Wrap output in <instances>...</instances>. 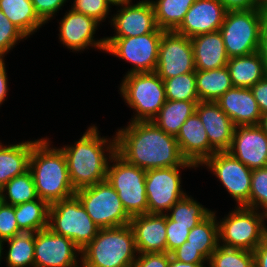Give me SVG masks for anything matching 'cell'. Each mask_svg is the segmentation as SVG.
Instances as JSON below:
<instances>
[{
    "mask_svg": "<svg viewBox=\"0 0 267 267\" xmlns=\"http://www.w3.org/2000/svg\"><path fill=\"white\" fill-rule=\"evenodd\" d=\"M258 53L267 69V8L261 9V31Z\"/></svg>",
    "mask_w": 267,
    "mask_h": 267,
    "instance_id": "47",
    "label": "cell"
},
{
    "mask_svg": "<svg viewBox=\"0 0 267 267\" xmlns=\"http://www.w3.org/2000/svg\"><path fill=\"white\" fill-rule=\"evenodd\" d=\"M4 240L0 238V264H1V259L3 258L2 255H4L3 250H4Z\"/></svg>",
    "mask_w": 267,
    "mask_h": 267,
    "instance_id": "54",
    "label": "cell"
},
{
    "mask_svg": "<svg viewBox=\"0 0 267 267\" xmlns=\"http://www.w3.org/2000/svg\"><path fill=\"white\" fill-rule=\"evenodd\" d=\"M196 70H213L225 67L228 55L220 31L190 38Z\"/></svg>",
    "mask_w": 267,
    "mask_h": 267,
    "instance_id": "24",
    "label": "cell"
},
{
    "mask_svg": "<svg viewBox=\"0 0 267 267\" xmlns=\"http://www.w3.org/2000/svg\"><path fill=\"white\" fill-rule=\"evenodd\" d=\"M208 267H254L251 251L220 245L208 260Z\"/></svg>",
    "mask_w": 267,
    "mask_h": 267,
    "instance_id": "36",
    "label": "cell"
},
{
    "mask_svg": "<svg viewBox=\"0 0 267 267\" xmlns=\"http://www.w3.org/2000/svg\"><path fill=\"white\" fill-rule=\"evenodd\" d=\"M254 267H267V238L254 250Z\"/></svg>",
    "mask_w": 267,
    "mask_h": 267,
    "instance_id": "49",
    "label": "cell"
},
{
    "mask_svg": "<svg viewBox=\"0 0 267 267\" xmlns=\"http://www.w3.org/2000/svg\"><path fill=\"white\" fill-rule=\"evenodd\" d=\"M119 90L135 112L129 122L151 121L167 100L163 79L156 72L125 74Z\"/></svg>",
    "mask_w": 267,
    "mask_h": 267,
    "instance_id": "5",
    "label": "cell"
},
{
    "mask_svg": "<svg viewBox=\"0 0 267 267\" xmlns=\"http://www.w3.org/2000/svg\"><path fill=\"white\" fill-rule=\"evenodd\" d=\"M75 196L100 229L125 226L131 220L118 193L107 180L78 189Z\"/></svg>",
    "mask_w": 267,
    "mask_h": 267,
    "instance_id": "9",
    "label": "cell"
},
{
    "mask_svg": "<svg viewBox=\"0 0 267 267\" xmlns=\"http://www.w3.org/2000/svg\"><path fill=\"white\" fill-rule=\"evenodd\" d=\"M228 152L252 170L267 167V135L258 125L235 126Z\"/></svg>",
    "mask_w": 267,
    "mask_h": 267,
    "instance_id": "18",
    "label": "cell"
},
{
    "mask_svg": "<svg viewBox=\"0 0 267 267\" xmlns=\"http://www.w3.org/2000/svg\"><path fill=\"white\" fill-rule=\"evenodd\" d=\"M38 17L46 24L55 18L56 13L64 6L67 0H31Z\"/></svg>",
    "mask_w": 267,
    "mask_h": 267,
    "instance_id": "43",
    "label": "cell"
},
{
    "mask_svg": "<svg viewBox=\"0 0 267 267\" xmlns=\"http://www.w3.org/2000/svg\"><path fill=\"white\" fill-rule=\"evenodd\" d=\"M38 140L8 145L0 142V188L12 178L29 170L32 147Z\"/></svg>",
    "mask_w": 267,
    "mask_h": 267,
    "instance_id": "25",
    "label": "cell"
},
{
    "mask_svg": "<svg viewBox=\"0 0 267 267\" xmlns=\"http://www.w3.org/2000/svg\"><path fill=\"white\" fill-rule=\"evenodd\" d=\"M120 9L111 15L110 25L115 29L114 36L134 37L153 32L157 28L154 9L150 0L137 1L123 0L117 5Z\"/></svg>",
    "mask_w": 267,
    "mask_h": 267,
    "instance_id": "17",
    "label": "cell"
},
{
    "mask_svg": "<svg viewBox=\"0 0 267 267\" xmlns=\"http://www.w3.org/2000/svg\"><path fill=\"white\" fill-rule=\"evenodd\" d=\"M200 166H206L218 178L237 207L249 208L252 169L240 162L228 151L215 152Z\"/></svg>",
    "mask_w": 267,
    "mask_h": 267,
    "instance_id": "12",
    "label": "cell"
},
{
    "mask_svg": "<svg viewBox=\"0 0 267 267\" xmlns=\"http://www.w3.org/2000/svg\"><path fill=\"white\" fill-rule=\"evenodd\" d=\"M195 76L199 101L216 102L233 87L227 66L213 70H196Z\"/></svg>",
    "mask_w": 267,
    "mask_h": 267,
    "instance_id": "29",
    "label": "cell"
},
{
    "mask_svg": "<svg viewBox=\"0 0 267 267\" xmlns=\"http://www.w3.org/2000/svg\"><path fill=\"white\" fill-rule=\"evenodd\" d=\"M171 257L186 263H208V260L197 250L183 243L171 253Z\"/></svg>",
    "mask_w": 267,
    "mask_h": 267,
    "instance_id": "45",
    "label": "cell"
},
{
    "mask_svg": "<svg viewBox=\"0 0 267 267\" xmlns=\"http://www.w3.org/2000/svg\"><path fill=\"white\" fill-rule=\"evenodd\" d=\"M8 90V77L5 60L4 58H0V106L4 103Z\"/></svg>",
    "mask_w": 267,
    "mask_h": 267,
    "instance_id": "50",
    "label": "cell"
},
{
    "mask_svg": "<svg viewBox=\"0 0 267 267\" xmlns=\"http://www.w3.org/2000/svg\"><path fill=\"white\" fill-rule=\"evenodd\" d=\"M2 203H3V199H2L1 192H0V206L2 205Z\"/></svg>",
    "mask_w": 267,
    "mask_h": 267,
    "instance_id": "56",
    "label": "cell"
},
{
    "mask_svg": "<svg viewBox=\"0 0 267 267\" xmlns=\"http://www.w3.org/2000/svg\"><path fill=\"white\" fill-rule=\"evenodd\" d=\"M175 138L182 156L197 168L216 152L210 146L204 125L196 112L184 122Z\"/></svg>",
    "mask_w": 267,
    "mask_h": 267,
    "instance_id": "22",
    "label": "cell"
},
{
    "mask_svg": "<svg viewBox=\"0 0 267 267\" xmlns=\"http://www.w3.org/2000/svg\"><path fill=\"white\" fill-rule=\"evenodd\" d=\"M166 213L176 224L198 225L207 218L213 211L204 207L200 202L186 194L178 200Z\"/></svg>",
    "mask_w": 267,
    "mask_h": 267,
    "instance_id": "35",
    "label": "cell"
},
{
    "mask_svg": "<svg viewBox=\"0 0 267 267\" xmlns=\"http://www.w3.org/2000/svg\"><path fill=\"white\" fill-rule=\"evenodd\" d=\"M81 136L75 144L61 147L75 190L105 181L109 160L116 152V136L101 137L95 125Z\"/></svg>",
    "mask_w": 267,
    "mask_h": 267,
    "instance_id": "2",
    "label": "cell"
},
{
    "mask_svg": "<svg viewBox=\"0 0 267 267\" xmlns=\"http://www.w3.org/2000/svg\"><path fill=\"white\" fill-rule=\"evenodd\" d=\"M219 31L229 58L257 52L261 35V9L227 11Z\"/></svg>",
    "mask_w": 267,
    "mask_h": 267,
    "instance_id": "10",
    "label": "cell"
},
{
    "mask_svg": "<svg viewBox=\"0 0 267 267\" xmlns=\"http://www.w3.org/2000/svg\"><path fill=\"white\" fill-rule=\"evenodd\" d=\"M195 226L176 224L166 215V252L171 253L185 243L190 230Z\"/></svg>",
    "mask_w": 267,
    "mask_h": 267,
    "instance_id": "41",
    "label": "cell"
},
{
    "mask_svg": "<svg viewBox=\"0 0 267 267\" xmlns=\"http://www.w3.org/2000/svg\"><path fill=\"white\" fill-rule=\"evenodd\" d=\"M258 126H259V127L263 130V132L267 135V113L261 115V119H260V122H259V125H258Z\"/></svg>",
    "mask_w": 267,
    "mask_h": 267,
    "instance_id": "52",
    "label": "cell"
},
{
    "mask_svg": "<svg viewBox=\"0 0 267 267\" xmlns=\"http://www.w3.org/2000/svg\"><path fill=\"white\" fill-rule=\"evenodd\" d=\"M99 25L94 18L69 9L59 22V40L72 52H82L91 46L104 52L105 37L99 40L93 36Z\"/></svg>",
    "mask_w": 267,
    "mask_h": 267,
    "instance_id": "16",
    "label": "cell"
},
{
    "mask_svg": "<svg viewBox=\"0 0 267 267\" xmlns=\"http://www.w3.org/2000/svg\"><path fill=\"white\" fill-rule=\"evenodd\" d=\"M164 32L157 27L151 33L134 37H106L105 52L131 63L132 67L126 74L155 72Z\"/></svg>",
    "mask_w": 267,
    "mask_h": 267,
    "instance_id": "11",
    "label": "cell"
},
{
    "mask_svg": "<svg viewBox=\"0 0 267 267\" xmlns=\"http://www.w3.org/2000/svg\"><path fill=\"white\" fill-rule=\"evenodd\" d=\"M0 10L27 37L45 25L36 14L31 0H0Z\"/></svg>",
    "mask_w": 267,
    "mask_h": 267,
    "instance_id": "28",
    "label": "cell"
},
{
    "mask_svg": "<svg viewBox=\"0 0 267 267\" xmlns=\"http://www.w3.org/2000/svg\"><path fill=\"white\" fill-rule=\"evenodd\" d=\"M226 12L219 0H196L175 32L192 38L219 31Z\"/></svg>",
    "mask_w": 267,
    "mask_h": 267,
    "instance_id": "19",
    "label": "cell"
},
{
    "mask_svg": "<svg viewBox=\"0 0 267 267\" xmlns=\"http://www.w3.org/2000/svg\"><path fill=\"white\" fill-rule=\"evenodd\" d=\"M196 113L201 119L207 133L210 146L216 152L228 151L235 125L216 102L200 101Z\"/></svg>",
    "mask_w": 267,
    "mask_h": 267,
    "instance_id": "20",
    "label": "cell"
},
{
    "mask_svg": "<svg viewBox=\"0 0 267 267\" xmlns=\"http://www.w3.org/2000/svg\"><path fill=\"white\" fill-rule=\"evenodd\" d=\"M112 4H113V6L114 5H117L119 2H121V1H123V0H109Z\"/></svg>",
    "mask_w": 267,
    "mask_h": 267,
    "instance_id": "55",
    "label": "cell"
},
{
    "mask_svg": "<svg viewBox=\"0 0 267 267\" xmlns=\"http://www.w3.org/2000/svg\"><path fill=\"white\" fill-rule=\"evenodd\" d=\"M234 208L218 221L219 244L253 252L267 238V215L244 206Z\"/></svg>",
    "mask_w": 267,
    "mask_h": 267,
    "instance_id": "6",
    "label": "cell"
},
{
    "mask_svg": "<svg viewBox=\"0 0 267 267\" xmlns=\"http://www.w3.org/2000/svg\"><path fill=\"white\" fill-rule=\"evenodd\" d=\"M258 103L261 115L267 113V75L250 88Z\"/></svg>",
    "mask_w": 267,
    "mask_h": 267,
    "instance_id": "46",
    "label": "cell"
},
{
    "mask_svg": "<svg viewBox=\"0 0 267 267\" xmlns=\"http://www.w3.org/2000/svg\"><path fill=\"white\" fill-rule=\"evenodd\" d=\"M170 257L167 252L138 253L133 267H168Z\"/></svg>",
    "mask_w": 267,
    "mask_h": 267,
    "instance_id": "44",
    "label": "cell"
},
{
    "mask_svg": "<svg viewBox=\"0 0 267 267\" xmlns=\"http://www.w3.org/2000/svg\"><path fill=\"white\" fill-rule=\"evenodd\" d=\"M117 130L116 153L127 163L145 171L157 168L195 166L181 154L175 136L153 121L129 122Z\"/></svg>",
    "mask_w": 267,
    "mask_h": 267,
    "instance_id": "1",
    "label": "cell"
},
{
    "mask_svg": "<svg viewBox=\"0 0 267 267\" xmlns=\"http://www.w3.org/2000/svg\"><path fill=\"white\" fill-rule=\"evenodd\" d=\"M49 208L50 204L40 198L14 206L19 229L36 233L48 228Z\"/></svg>",
    "mask_w": 267,
    "mask_h": 267,
    "instance_id": "31",
    "label": "cell"
},
{
    "mask_svg": "<svg viewBox=\"0 0 267 267\" xmlns=\"http://www.w3.org/2000/svg\"><path fill=\"white\" fill-rule=\"evenodd\" d=\"M204 264H208V263H186V262H181L170 257V262H169L168 267H207Z\"/></svg>",
    "mask_w": 267,
    "mask_h": 267,
    "instance_id": "51",
    "label": "cell"
},
{
    "mask_svg": "<svg viewBox=\"0 0 267 267\" xmlns=\"http://www.w3.org/2000/svg\"><path fill=\"white\" fill-rule=\"evenodd\" d=\"M138 253L166 252V214L145 213L131 217Z\"/></svg>",
    "mask_w": 267,
    "mask_h": 267,
    "instance_id": "21",
    "label": "cell"
},
{
    "mask_svg": "<svg viewBox=\"0 0 267 267\" xmlns=\"http://www.w3.org/2000/svg\"><path fill=\"white\" fill-rule=\"evenodd\" d=\"M71 9L82 13L86 16L94 18L97 22H105L109 12H111V5L109 0H73Z\"/></svg>",
    "mask_w": 267,
    "mask_h": 267,
    "instance_id": "40",
    "label": "cell"
},
{
    "mask_svg": "<svg viewBox=\"0 0 267 267\" xmlns=\"http://www.w3.org/2000/svg\"><path fill=\"white\" fill-rule=\"evenodd\" d=\"M267 8V0H255V9Z\"/></svg>",
    "mask_w": 267,
    "mask_h": 267,
    "instance_id": "53",
    "label": "cell"
},
{
    "mask_svg": "<svg viewBox=\"0 0 267 267\" xmlns=\"http://www.w3.org/2000/svg\"><path fill=\"white\" fill-rule=\"evenodd\" d=\"M226 66L233 87L251 88L267 75V69L258 52L229 58Z\"/></svg>",
    "mask_w": 267,
    "mask_h": 267,
    "instance_id": "26",
    "label": "cell"
},
{
    "mask_svg": "<svg viewBox=\"0 0 267 267\" xmlns=\"http://www.w3.org/2000/svg\"><path fill=\"white\" fill-rule=\"evenodd\" d=\"M79 255L72 240L49 228L34 233V267H81Z\"/></svg>",
    "mask_w": 267,
    "mask_h": 267,
    "instance_id": "15",
    "label": "cell"
},
{
    "mask_svg": "<svg viewBox=\"0 0 267 267\" xmlns=\"http://www.w3.org/2000/svg\"><path fill=\"white\" fill-rule=\"evenodd\" d=\"M196 166L157 168L146 171L145 190L148 213L166 214L187 193L182 190L180 170Z\"/></svg>",
    "mask_w": 267,
    "mask_h": 267,
    "instance_id": "13",
    "label": "cell"
},
{
    "mask_svg": "<svg viewBox=\"0 0 267 267\" xmlns=\"http://www.w3.org/2000/svg\"><path fill=\"white\" fill-rule=\"evenodd\" d=\"M199 102L166 100L158 114L151 121L167 134L176 137L184 122L196 112Z\"/></svg>",
    "mask_w": 267,
    "mask_h": 267,
    "instance_id": "27",
    "label": "cell"
},
{
    "mask_svg": "<svg viewBox=\"0 0 267 267\" xmlns=\"http://www.w3.org/2000/svg\"><path fill=\"white\" fill-rule=\"evenodd\" d=\"M195 71L191 39L175 31H165L159 44L155 72L164 80Z\"/></svg>",
    "mask_w": 267,
    "mask_h": 267,
    "instance_id": "14",
    "label": "cell"
},
{
    "mask_svg": "<svg viewBox=\"0 0 267 267\" xmlns=\"http://www.w3.org/2000/svg\"><path fill=\"white\" fill-rule=\"evenodd\" d=\"M167 100L199 101L195 72L164 79Z\"/></svg>",
    "mask_w": 267,
    "mask_h": 267,
    "instance_id": "37",
    "label": "cell"
},
{
    "mask_svg": "<svg viewBox=\"0 0 267 267\" xmlns=\"http://www.w3.org/2000/svg\"><path fill=\"white\" fill-rule=\"evenodd\" d=\"M7 267H34V233L21 232L4 241Z\"/></svg>",
    "mask_w": 267,
    "mask_h": 267,
    "instance_id": "33",
    "label": "cell"
},
{
    "mask_svg": "<svg viewBox=\"0 0 267 267\" xmlns=\"http://www.w3.org/2000/svg\"><path fill=\"white\" fill-rule=\"evenodd\" d=\"M48 228L72 240L80 250L86 247L100 230L75 195L50 204Z\"/></svg>",
    "mask_w": 267,
    "mask_h": 267,
    "instance_id": "7",
    "label": "cell"
},
{
    "mask_svg": "<svg viewBox=\"0 0 267 267\" xmlns=\"http://www.w3.org/2000/svg\"><path fill=\"white\" fill-rule=\"evenodd\" d=\"M27 38L0 10V58H5L18 42Z\"/></svg>",
    "mask_w": 267,
    "mask_h": 267,
    "instance_id": "39",
    "label": "cell"
},
{
    "mask_svg": "<svg viewBox=\"0 0 267 267\" xmlns=\"http://www.w3.org/2000/svg\"><path fill=\"white\" fill-rule=\"evenodd\" d=\"M106 180L118 193L130 217L148 213L145 170L127 163L115 152L107 166Z\"/></svg>",
    "mask_w": 267,
    "mask_h": 267,
    "instance_id": "8",
    "label": "cell"
},
{
    "mask_svg": "<svg viewBox=\"0 0 267 267\" xmlns=\"http://www.w3.org/2000/svg\"><path fill=\"white\" fill-rule=\"evenodd\" d=\"M216 103L235 126L259 125L261 111L250 88L232 87Z\"/></svg>",
    "mask_w": 267,
    "mask_h": 267,
    "instance_id": "23",
    "label": "cell"
},
{
    "mask_svg": "<svg viewBox=\"0 0 267 267\" xmlns=\"http://www.w3.org/2000/svg\"><path fill=\"white\" fill-rule=\"evenodd\" d=\"M187 246L197 249L207 260L219 246V226L216 211L190 230Z\"/></svg>",
    "mask_w": 267,
    "mask_h": 267,
    "instance_id": "30",
    "label": "cell"
},
{
    "mask_svg": "<svg viewBox=\"0 0 267 267\" xmlns=\"http://www.w3.org/2000/svg\"><path fill=\"white\" fill-rule=\"evenodd\" d=\"M227 11L255 9V0H219Z\"/></svg>",
    "mask_w": 267,
    "mask_h": 267,
    "instance_id": "48",
    "label": "cell"
},
{
    "mask_svg": "<svg viewBox=\"0 0 267 267\" xmlns=\"http://www.w3.org/2000/svg\"><path fill=\"white\" fill-rule=\"evenodd\" d=\"M50 142L47 137L40 138L33 145L29 171L38 197L52 204L74 196L76 190L69 177L64 152L59 147H52Z\"/></svg>",
    "mask_w": 267,
    "mask_h": 267,
    "instance_id": "3",
    "label": "cell"
},
{
    "mask_svg": "<svg viewBox=\"0 0 267 267\" xmlns=\"http://www.w3.org/2000/svg\"><path fill=\"white\" fill-rule=\"evenodd\" d=\"M0 192L3 203L13 206L39 198L29 170L12 178L0 189Z\"/></svg>",
    "mask_w": 267,
    "mask_h": 267,
    "instance_id": "34",
    "label": "cell"
},
{
    "mask_svg": "<svg viewBox=\"0 0 267 267\" xmlns=\"http://www.w3.org/2000/svg\"><path fill=\"white\" fill-rule=\"evenodd\" d=\"M249 208L267 215V167L252 170Z\"/></svg>",
    "mask_w": 267,
    "mask_h": 267,
    "instance_id": "38",
    "label": "cell"
},
{
    "mask_svg": "<svg viewBox=\"0 0 267 267\" xmlns=\"http://www.w3.org/2000/svg\"><path fill=\"white\" fill-rule=\"evenodd\" d=\"M21 232L16 221L14 206L2 203L0 206V238L5 241Z\"/></svg>",
    "mask_w": 267,
    "mask_h": 267,
    "instance_id": "42",
    "label": "cell"
},
{
    "mask_svg": "<svg viewBox=\"0 0 267 267\" xmlns=\"http://www.w3.org/2000/svg\"><path fill=\"white\" fill-rule=\"evenodd\" d=\"M196 0H150L154 9L157 27L175 31L183 22L185 14Z\"/></svg>",
    "mask_w": 267,
    "mask_h": 267,
    "instance_id": "32",
    "label": "cell"
},
{
    "mask_svg": "<svg viewBox=\"0 0 267 267\" xmlns=\"http://www.w3.org/2000/svg\"><path fill=\"white\" fill-rule=\"evenodd\" d=\"M137 255L133 230L129 224L104 228L81 250L80 266L133 267Z\"/></svg>",
    "mask_w": 267,
    "mask_h": 267,
    "instance_id": "4",
    "label": "cell"
}]
</instances>
